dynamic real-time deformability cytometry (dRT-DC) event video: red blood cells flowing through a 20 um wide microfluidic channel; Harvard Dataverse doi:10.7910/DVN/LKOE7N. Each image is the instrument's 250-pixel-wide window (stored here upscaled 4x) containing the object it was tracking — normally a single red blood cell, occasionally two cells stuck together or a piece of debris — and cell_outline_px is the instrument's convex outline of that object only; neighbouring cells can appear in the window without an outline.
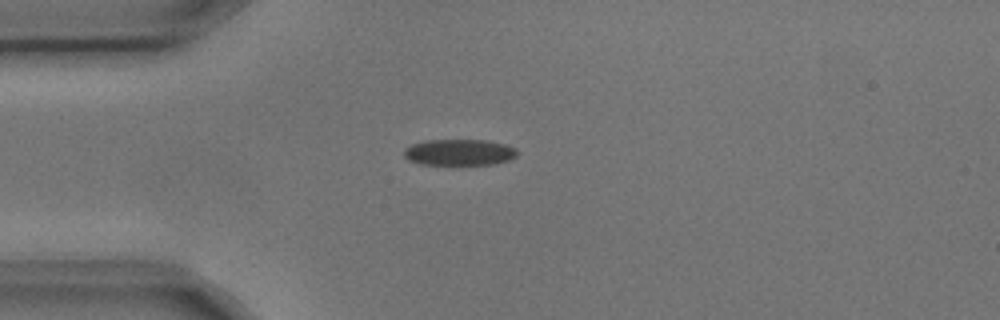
{"species": "common noctule bat (a hibernating species)", "species_latin": "Nyctalus noctula", "temperature_condition": "cold", "stored_images_in_passage": 2, "camera_frame_rate_fps": 3000, "um_per_image_px": 0.085, "animal": {"sex": "male", "body_mass_g": 17.9, "forearm_length_mm": 54.2}, "frame": {"image": 1, "passage_image": 1, "time_ms": 0.0, "image_size_px": [1000, 320], "cell_outline_px": [[516, 156], [508, 160], [496, 164], [420, 164], [408, 160], [404, 156], [404, 148], [412, 144], [424, 140], [488, 140], [504, 144], [516, 148]], "centroid_in_image_um": [39.01, 12.94], "position_along_channel_um": 46.0, "area_um2": 17.28}}